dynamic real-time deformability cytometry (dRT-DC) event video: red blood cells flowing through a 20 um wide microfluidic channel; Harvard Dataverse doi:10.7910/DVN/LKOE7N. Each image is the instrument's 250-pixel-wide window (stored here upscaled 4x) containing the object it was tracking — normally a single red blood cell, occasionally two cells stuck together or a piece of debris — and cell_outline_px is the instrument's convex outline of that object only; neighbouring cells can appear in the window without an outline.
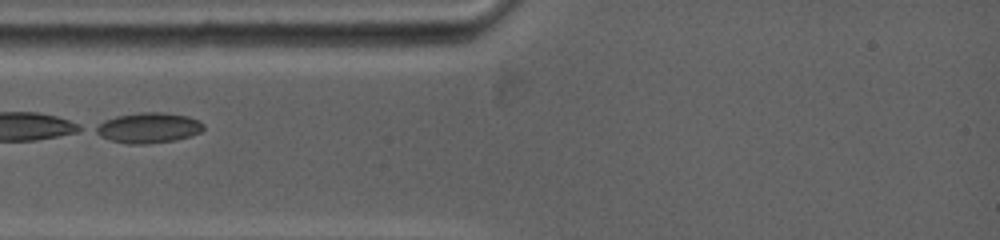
{"species": "common noctule bat (a hibernating species)", "species_latin": "Nyctalus noctula", "temperature_condition": "warm", "stored_images_in_passage": 35, "camera_frame_rate_fps": 5000, "um_per_image_px": 0.085, "animal": {"sex": "female", "body_mass_g": 19.0, "forearm_length_mm": 53.3}, "frame": {"image": 1, "passage_image": 1, "time_ms": 0.0, "image_size_px": [1000, 240], "cell_outline_px": [[204, 128], [200, 132], [176, 140], [148, 144], [128, 144], [112, 140], [100, 136], [92, 132], [92, 128], [104, 120], [116, 116], [140, 112], [160, 112], [188, 116], [204, 124]], "centroid_in_image_um": [12.56, 10.86], "position_along_channel_um": 72.4, "area_um2": 19.13}}